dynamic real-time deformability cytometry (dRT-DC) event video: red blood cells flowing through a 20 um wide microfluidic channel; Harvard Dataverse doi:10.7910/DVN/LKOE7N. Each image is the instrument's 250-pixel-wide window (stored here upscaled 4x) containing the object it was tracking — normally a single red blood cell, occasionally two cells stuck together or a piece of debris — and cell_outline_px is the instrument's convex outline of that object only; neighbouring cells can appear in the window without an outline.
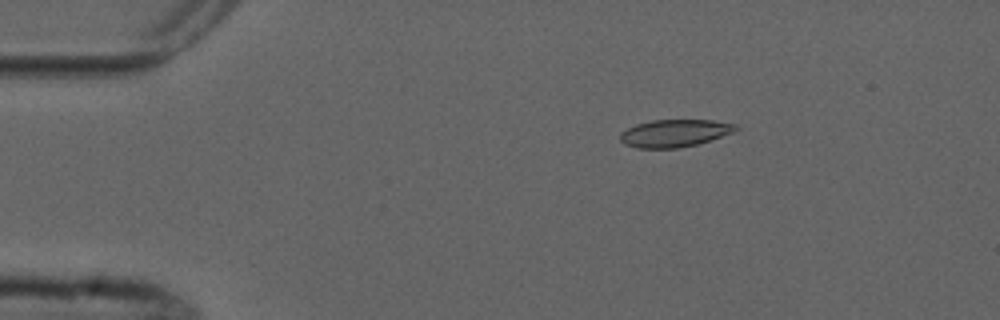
{"species": "common noctule bat (a hibernating species)", "species_latin": "Nyctalus noctula", "temperature_condition": "cold", "stored_images_in_passage": 4, "camera_frame_rate_fps": 3000, "um_per_image_px": 0.085, "animal": {"sex": "male", "forearm_length_mm": 52.5}, "frame": {"image": 1, "passage_image": 2, "time_ms": 1.333, "image_size_px": [1000, 320], "cell_outline_px": [[740, 128], [732, 132], [696, 144], [676, 148], [636, 148], [624, 144], [620, 140], [620, 132], [636, 124], [652, 120], [712, 120], [736, 124]], "centroid_in_image_um": [57.3, 11.31], "position_along_channel_um": 27.7, "area_um2": 18.32}}
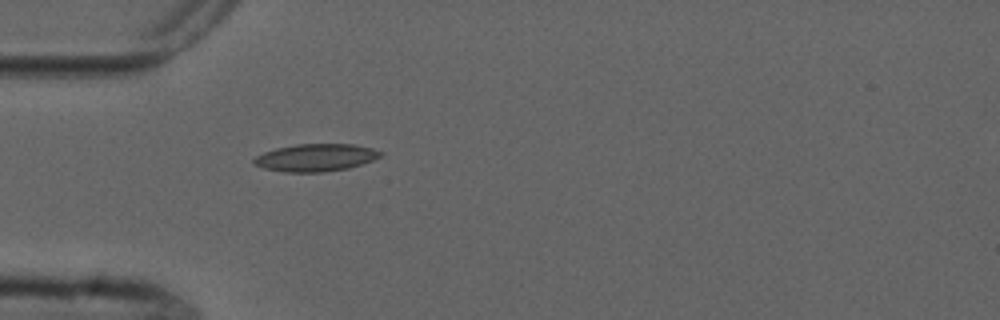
{"frame": {"image": 2, "passage_image": 4, "time_ms": 3.667, "image_size_px": [1000, 320], "cell_outline_px": [[384, 156], [348, 168], [324, 172], [284, 172], [264, 168], [252, 164], [252, 160], [256, 156], [264, 152], [276, 148], [296, 144], [352, 144], [372, 148], [384, 152]], "centroid_in_image_um": [26.83, 13.39], "position_along_channel_um": 58.2, "area_um2": 20.35}}